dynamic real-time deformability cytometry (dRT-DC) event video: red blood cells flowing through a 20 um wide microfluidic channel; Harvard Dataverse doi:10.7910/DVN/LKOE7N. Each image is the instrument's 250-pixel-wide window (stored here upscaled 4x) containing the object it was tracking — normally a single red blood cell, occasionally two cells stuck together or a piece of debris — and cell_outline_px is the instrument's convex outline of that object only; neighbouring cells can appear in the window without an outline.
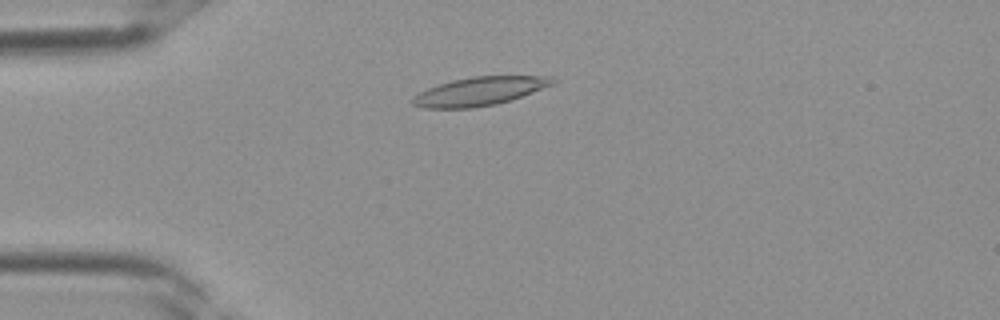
{"species": "Egyptian fruit bat (a non-hibernating species)", "species_latin": "Rousettus aegyptiacus", "temperature_condition": "room temperature", "stored_images_in_passage": 35, "camera_frame_rate_fps": 3000, "um_per_image_px": 0.085, "frame": {"image": 1, "passage_image": 8, "time_ms": 2.333, "image_size_px": [1000, 320], "cell_outline_px": [[556, 84], [496, 104], [472, 108], [424, 108], [412, 104], [408, 100], [412, 96], [428, 88], [452, 80], [472, 76], [552, 76], [556, 80]], "centroid_in_image_um": [40.74, 7.75], "position_along_channel_um": 44.3, "area_um2": 23.24}}
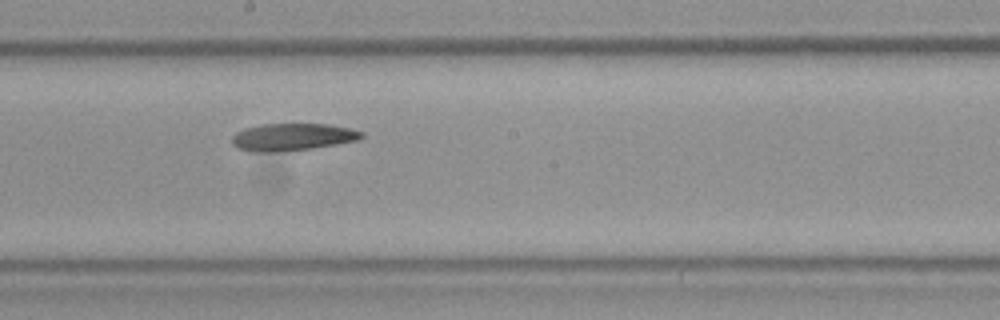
{"frame": {"image": 2, "passage_image": 19, "time_ms": 6.0, "image_size_px": [1000, 320], "cell_outline_px": [[364, 136], [360, 140], [312, 148], [276, 152], [264, 152], [240, 148], [232, 144], [232, 136], [236, 132], [244, 128], [260, 124], [328, 124], [348, 128], [364, 132]], "centroid_in_image_um": [24.88, 11.63], "position_along_channel_um": 223.3, "area_um2": 20.46}}
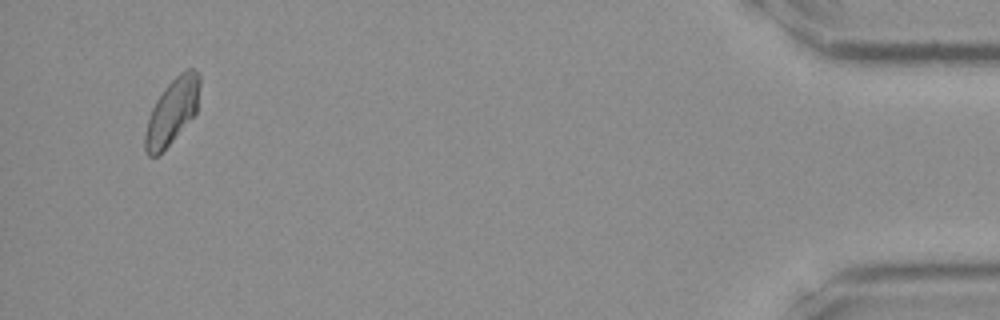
{"frame": {"image": 3, "passage_image": 34, "time_ms": 11.0, "image_size_px": [1000, 320], "cell_outline_px": [[200, 84], [196, 112], [172, 140], [156, 156], [148, 156], [144, 148], [144, 136], [148, 120], [152, 108], [156, 100], [168, 84], [180, 72], [188, 68], [192, 68], [200, 72]], "centroid_in_image_um": [14.63, 9.43], "position_along_channel_um": 420.6, "area_um2": 20.4}}